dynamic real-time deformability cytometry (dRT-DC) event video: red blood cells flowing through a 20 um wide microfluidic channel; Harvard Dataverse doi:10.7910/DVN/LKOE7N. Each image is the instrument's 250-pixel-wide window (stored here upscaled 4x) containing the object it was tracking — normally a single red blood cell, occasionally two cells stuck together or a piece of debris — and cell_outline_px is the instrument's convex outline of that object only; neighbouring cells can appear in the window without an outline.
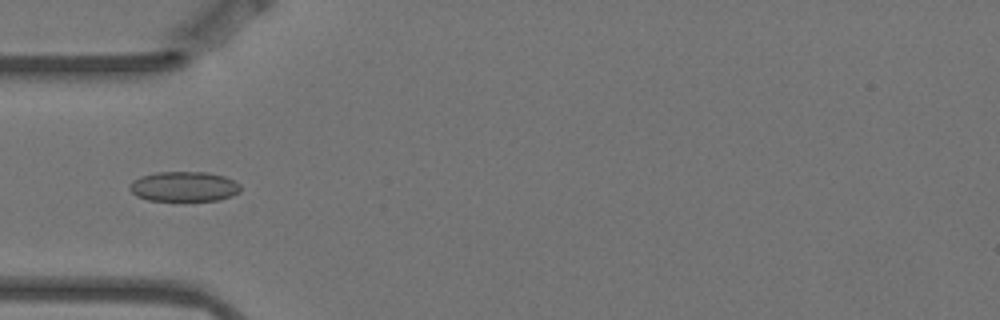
{"species": "Egyptian fruit bat (a non-hibernating species)", "species_latin": "Rousettus aegyptiacus", "temperature_condition": "warm", "stored_images_in_passage": 5, "camera_frame_rate_fps": 3000, "um_per_image_px": 0.085, "animal": {"sex": "female"}, "frame": {"image": 1, "passage_image": 4, "time_ms": 1.0, "image_size_px": [1000, 320], "cell_outline_px": [[240, 192], [232, 196], [220, 200], [148, 200], [136, 196], [128, 188], [140, 176], [156, 172], [208, 172], [224, 176], [240, 184]], "centroid_in_image_um": [15.67, 15.85], "position_along_channel_um": 69.3, "area_um2": 19.25}}
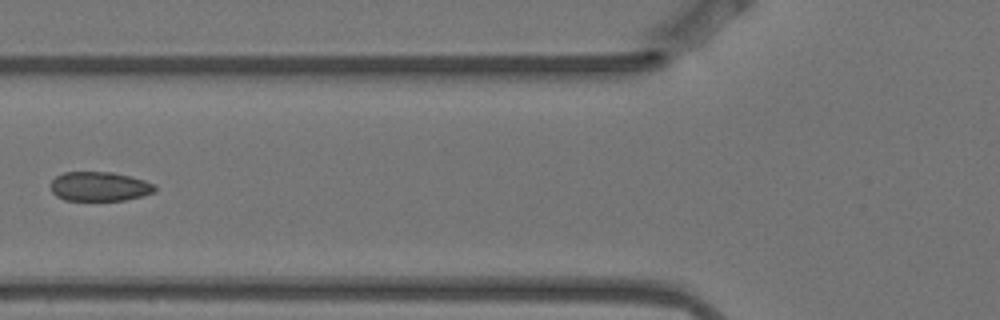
{"frame": {"image": 2, "passage_image": 5, "time_ms": 1.333, "image_size_px": [1000, 320], "cell_outline_px": [[156, 188], [152, 192], [140, 196], [124, 200], [64, 200], [56, 196], [52, 192], [48, 184], [56, 176], [64, 172], [112, 172], [144, 180], [156, 184]], "centroid_in_image_um": [8.4, 15.84], "position_along_channel_um": 117.4, "area_um2": 17.8}}